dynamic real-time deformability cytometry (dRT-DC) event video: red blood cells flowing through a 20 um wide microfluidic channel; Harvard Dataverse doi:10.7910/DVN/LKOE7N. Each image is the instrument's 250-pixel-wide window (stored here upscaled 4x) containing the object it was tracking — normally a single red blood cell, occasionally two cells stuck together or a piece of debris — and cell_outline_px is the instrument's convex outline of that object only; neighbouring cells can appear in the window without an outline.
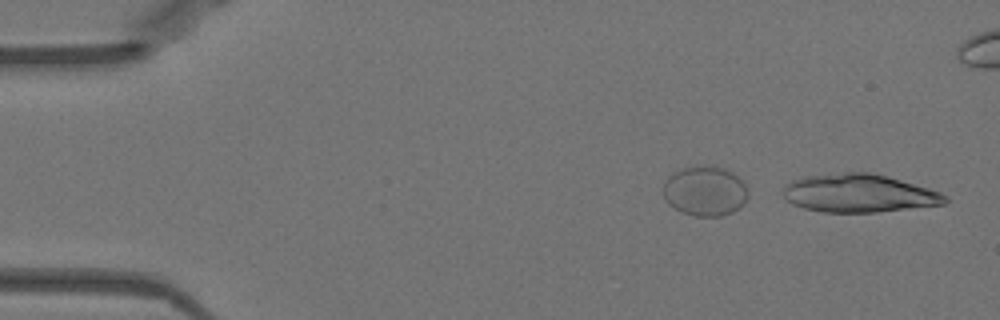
{"species": "Egyptian fruit bat (a non-hibernating species)", "species_latin": "Rousettus aegyptiacus", "temperature_condition": "warm", "stored_images_in_passage": 45, "segment_of_instrument_passage": [1, 2], "camera_frame_rate_fps": 3000, "um_per_image_px": 0.085, "animal": {"sex": "female"}, "frame": {"image": 1, "passage_image": 1, "time_ms": 0.0, "image_size_px": [1000, 320], "cell_outline_px": [[948, 200], [944, 204], [876, 212], [824, 212], [804, 208], [792, 204], [784, 196], [784, 188], [792, 180], [804, 176], [844, 172], [868, 172], [888, 176], [928, 188], [940, 192], [948, 196]], "centroid_in_image_um": [73.02, 16.42], "position_along_channel_um": 12.0, "area_um2": 35.84}}